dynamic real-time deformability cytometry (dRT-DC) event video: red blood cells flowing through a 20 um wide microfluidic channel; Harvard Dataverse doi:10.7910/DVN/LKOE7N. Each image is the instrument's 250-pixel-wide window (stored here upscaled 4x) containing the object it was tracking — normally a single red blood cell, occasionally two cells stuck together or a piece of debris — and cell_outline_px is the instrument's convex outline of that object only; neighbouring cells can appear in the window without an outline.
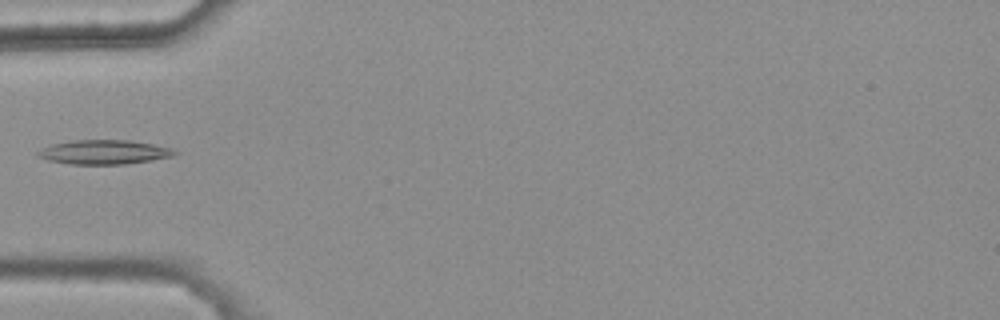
{"species": "common noctule bat (a hibernating species)", "species_latin": "Nyctalus noctula", "temperature_condition": "warm", "stored_images_in_passage": 5, "camera_frame_rate_fps": 3000, "um_per_image_px": 0.085, "animal": {"sex": "female", "body_mass_g": 25.1}, "frame": {"image": 1, "passage_image": 2, "time_ms": 0.333, "image_size_px": [1000, 320], "cell_outline_px": [[180, 152], [172, 156], [152, 160], [124, 164], [72, 164], [48, 160], [36, 156], [36, 152], [40, 148], [48, 144], [72, 140], [128, 140], [152, 144], [168, 148]], "centroid_in_image_um": [8.76, 12.92], "position_along_channel_um": 76.2, "area_um2": 19.36}}